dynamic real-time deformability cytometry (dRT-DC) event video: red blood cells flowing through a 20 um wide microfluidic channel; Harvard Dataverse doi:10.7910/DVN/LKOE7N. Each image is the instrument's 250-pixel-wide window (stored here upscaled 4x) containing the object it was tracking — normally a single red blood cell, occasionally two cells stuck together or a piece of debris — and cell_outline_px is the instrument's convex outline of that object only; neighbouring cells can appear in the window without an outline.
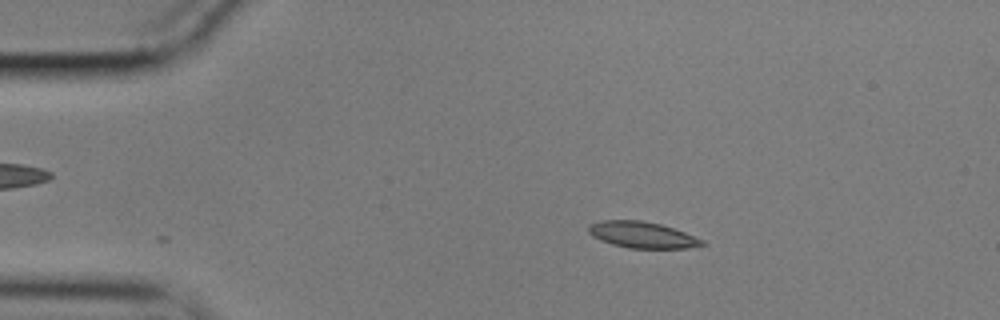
{"species": "common noctule bat (a hibernating species)", "species_latin": "Nyctalus noctula", "temperature_condition": "cold", "stored_images_in_passage": 47, "camera_frame_rate_fps": 3000, "um_per_image_px": 0.085, "animal": {"sex": "male", "body_mass_g": 17.9}, "frame": {"image": 1, "passage_image": 1, "time_ms": 0.0, "image_size_px": [1000, 320], "cell_outline_px": [[708, 244], [688, 248], [628, 248], [612, 244], [600, 240], [592, 236], [588, 232], [588, 224], [604, 220], [640, 220], [660, 224], [684, 232], [704, 240]], "centroid_in_image_um": [54.58, 19.96], "position_along_channel_um": 30.4, "area_um2": 17.4}}
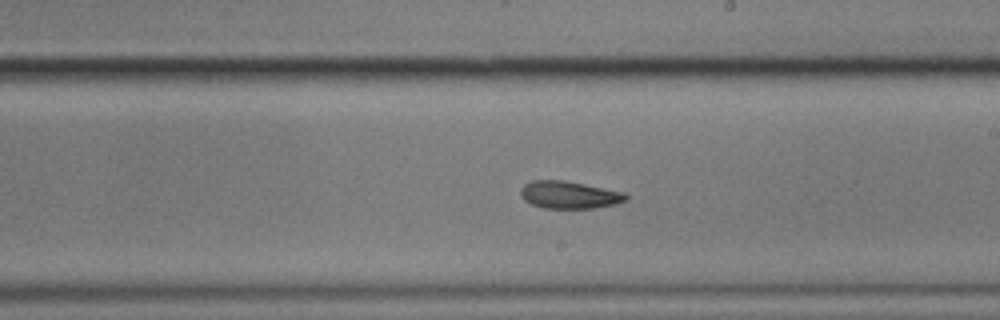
{"frame": {"image": 2, "passage_image": 23, "time_ms": 7.333, "image_size_px": [1000, 320], "cell_outline_px": [[628, 200], [616, 204], [596, 208], [544, 208], [532, 204], [524, 200], [520, 196], [520, 188], [524, 184], [532, 180], [564, 180], [624, 192], [628, 196]], "centroid_in_image_um": [48.38, 16.56], "position_along_channel_um": 240.6, "area_um2": 16.94}}
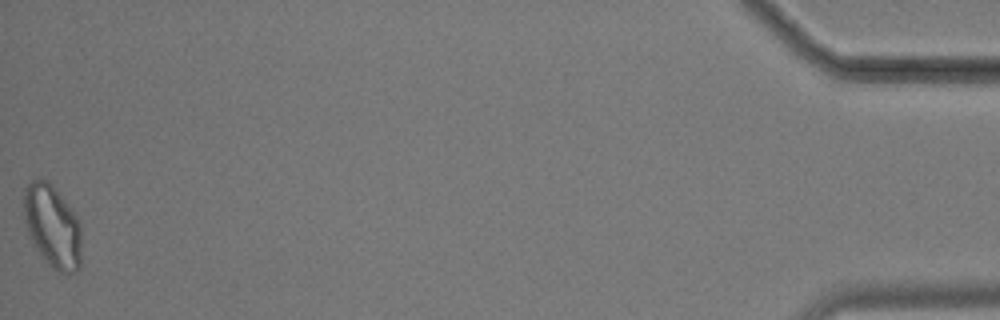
{"frame": {"image": 3, "passage_image": 47, "time_ms": 15.333, "image_size_px": [1000, 320], "cell_outline_px": [[80, 268], [76, 272], [60, 272], [48, 264], [28, 236], [24, 220], [24, 188], [36, 176], [48, 180], [52, 184], [68, 204], [80, 220]], "centroid_in_image_um": [4.44, 19.18], "position_along_channel_um": 430.8, "area_um2": 27.92}, "authors_computed_cell_mechanics": {"area_um2": 17.6868, "velocity_mm_per_s": 3.5526, "shape_relaxation_time_tau1_ms": 8.9441, "shape_relaxation_time_tau2_ms": 4.7521, "deformation_change_tau1": 0.1785, "deformation_change_tau2": 0.1154}}